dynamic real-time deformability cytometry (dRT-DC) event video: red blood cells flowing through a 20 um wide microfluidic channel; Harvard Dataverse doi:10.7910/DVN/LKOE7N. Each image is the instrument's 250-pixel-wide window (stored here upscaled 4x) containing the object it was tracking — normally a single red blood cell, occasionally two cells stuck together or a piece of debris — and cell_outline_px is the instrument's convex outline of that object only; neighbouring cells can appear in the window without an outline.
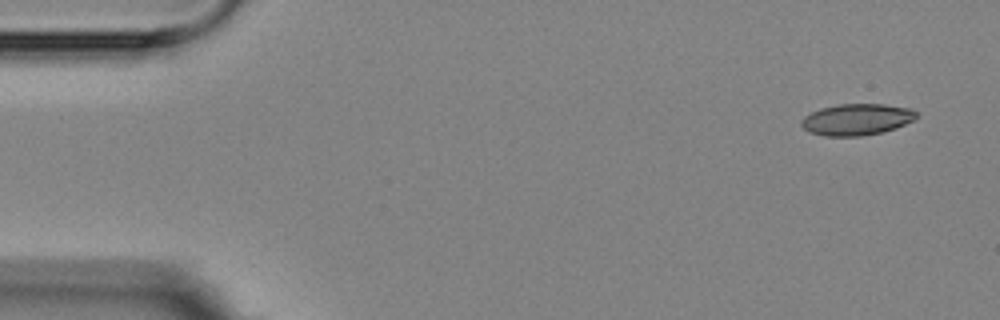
{"species": "Egyptian fruit bat (a non-hibernating species)", "species_latin": "Rousettus aegyptiacus", "temperature_condition": "room temperature", "stored_images_in_passage": 11, "camera_frame_rate_fps": 3000, "um_per_image_px": 0.085, "animal": {"sex": "female"}, "frame": {"image": 1, "passage_image": 1, "time_ms": 0.0, "image_size_px": [1000, 320], "cell_outline_px": [[916, 120], [896, 128], [884, 132], [860, 136], [824, 136], [808, 132], [800, 124], [800, 120], [804, 116], [820, 108], [840, 104], [884, 104], [912, 108], [916, 112]], "centroid_in_image_um": [72.83, 10.16], "position_along_channel_um": 12.2, "area_um2": 21.33}}
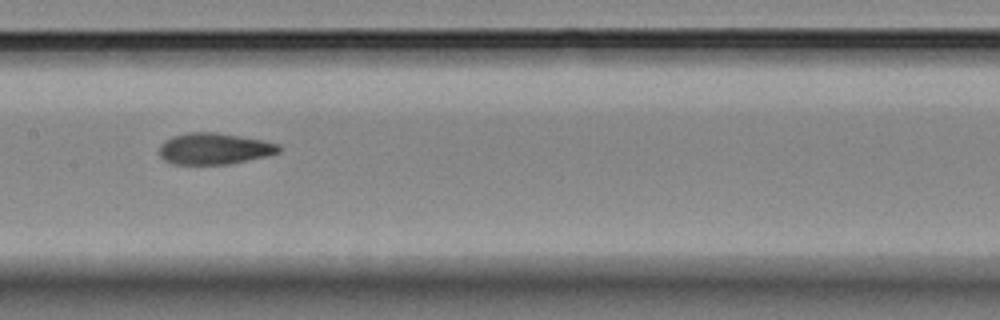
{"frame": {"image": 2, "passage_image": 7, "time_ms": 8.0, "image_size_px": [1000, 320], "cell_outline_px": [[280, 152], [264, 156], [228, 164], [172, 164], [164, 160], [160, 156], [160, 144], [164, 140], [172, 136], [188, 132], [216, 132], [264, 140], [280, 144]], "centroid_in_image_um": [18.18, 12.63], "position_along_channel_um": 189.2, "area_um2": 21.85}}
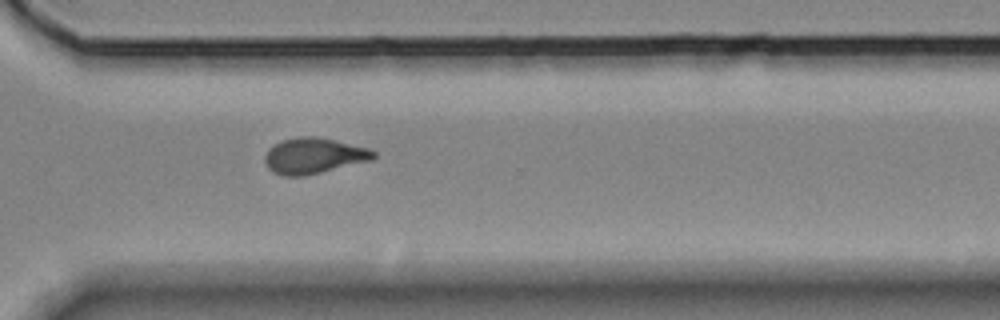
{"frame": {"image": 3, "passage_image": 11, "time_ms": 12.333, "image_size_px": [1000, 320], "cell_outline_px": [[376, 156], [372, 160], [304, 176], [284, 176], [272, 172], [268, 168], [264, 160], [264, 156], [268, 148], [280, 140], [300, 136], [316, 136], [336, 140], [368, 148], [376, 152]], "centroid_in_image_um": [26.64, 13.23], "position_along_channel_um": 344.0, "area_um2": 22.83}}